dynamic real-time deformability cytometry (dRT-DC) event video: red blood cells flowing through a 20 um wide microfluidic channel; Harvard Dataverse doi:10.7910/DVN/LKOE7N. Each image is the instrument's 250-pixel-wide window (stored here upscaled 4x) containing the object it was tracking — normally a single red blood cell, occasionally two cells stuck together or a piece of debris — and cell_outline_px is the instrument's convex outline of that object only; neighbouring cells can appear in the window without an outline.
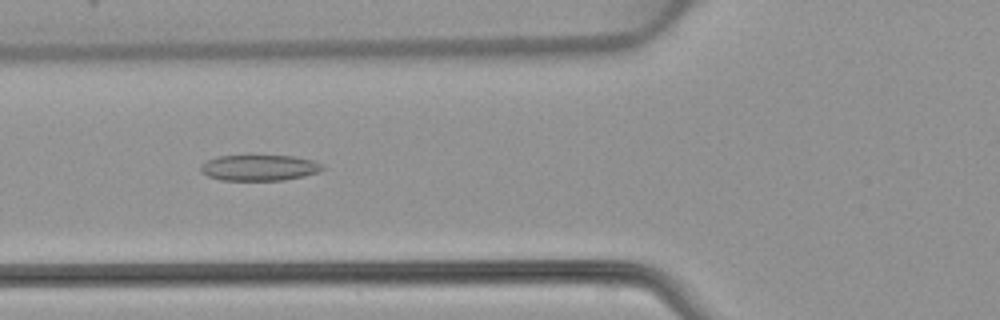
{"species": "common noctule bat (a hibernating species)", "species_latin": "Nyctalus noctula", "temperature_condition": "warm", "stored_images_in_passage": 45, "camera_frame_rate_fps": 3000, "um_per_image_px": 0.085, "animal": {"sex": "female", "body_mass_g": 22.7, "forearm_length_mm": 54.2}, "frame": {"image": 1, "passage_image": 15, "time_ms": 4.667, "image_size_px": [1000, 320], "cell_outline_px": [[324, 168], [320, 172], [304, 176], [284, 180], [220, 180], [208, 176], [200, 172], [200, 164], [208, 160], [220, 156], [248, 152], [296, 156], [312, 160], [320, 164]], "centroid_in_image_um": [22.01, 14.2], "position_along_channel_um": 103.8, "area_um2": 19.42}}
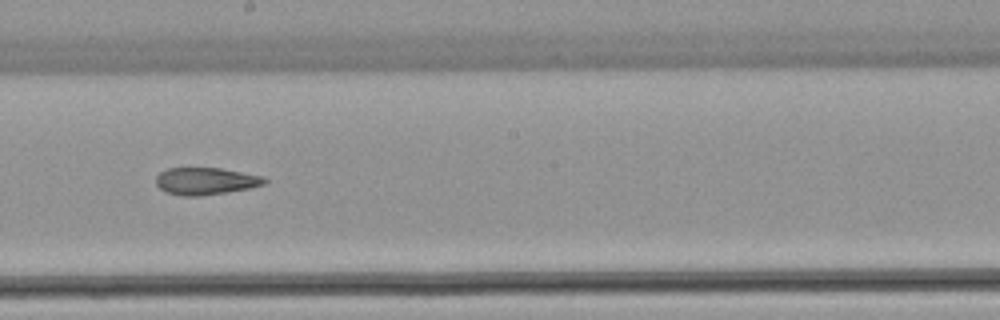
{"frame": {"image": 2, "passage_image": 24, "time_ms": 7.667, "image_size_px": [1000, 320], "cell_outline_px": [[268, 180], [264, 184], [248, 188], [228, 192], [200, 196], [184, 196], [164, 192], [156, 184], [156, 176], [160, 172], [168, 168], [220, 168], [260, 176]], "centroid_in_image_um": [17.43, 15.4], "position_along_channel_um": 230.8, "area_um2": 17.05}}
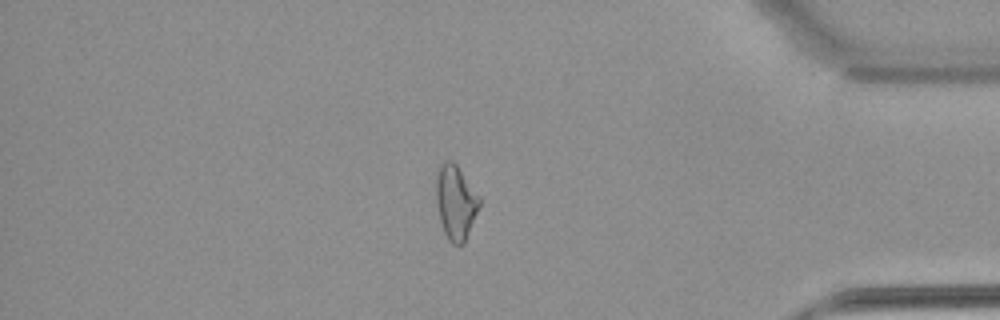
{"frame": {"image": 3, "passage_image": 38, "time_ms": 12.333, "image_size_px": [1000, 320], "cell_outline_px": [[480, 204], [464, 244], [452, 244], [448, 240], [444, 232], [440, 220], [436, 200], [436, 172], [440, 164], [444, 160], [452, 160], [456, 164], [480, 196]], "centroid_in_image_um": [38.72, 17.16], "position_along_channel_um": 396.5, "area_um2": 18.79}}